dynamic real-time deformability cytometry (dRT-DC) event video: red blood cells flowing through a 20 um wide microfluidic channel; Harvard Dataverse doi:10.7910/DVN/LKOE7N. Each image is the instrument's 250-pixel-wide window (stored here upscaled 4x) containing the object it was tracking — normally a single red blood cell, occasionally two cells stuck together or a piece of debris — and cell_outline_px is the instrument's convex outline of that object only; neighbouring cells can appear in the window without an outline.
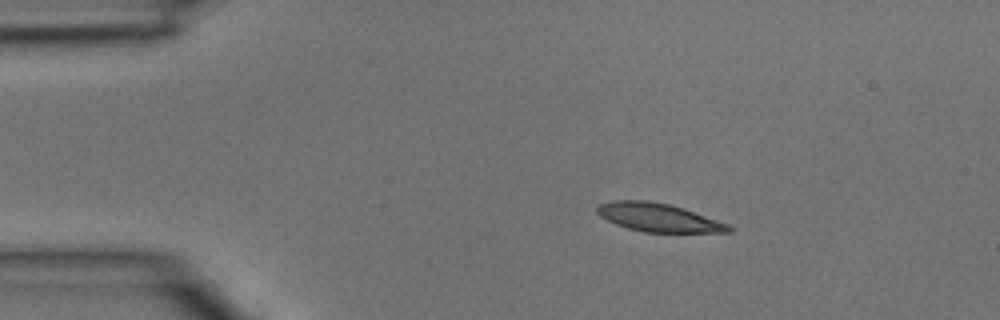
{"species": "common noctule bat (a hibernating species)", "species_latin": "Nyctalus noctula", "temperature_condition": "room temperature", "stored_images_in_passage": 4, "camera_frame_rate_fps": 3000, "um_per_image_px": 0.085, "animal": {"sex": "male", "body_mass_g": 15.6}, "frame": {"image": 1, "passage_image": 2, "time_ms": 0.333, "image_size_px": [1000, 320], "cell_outline_px": [[732, 232], [644, 232], [628, 228], [616, 224], [600, 216], [596, 212], [596, 208], [600, 204], [612, 200], [644, 200], [668, 204], [684, 208], [728, 224], [732, 228]], "centroid_in_image_um": [55.95, 18.48], "position_along_channel_um": 29.1, "area_um2": 21.56}}
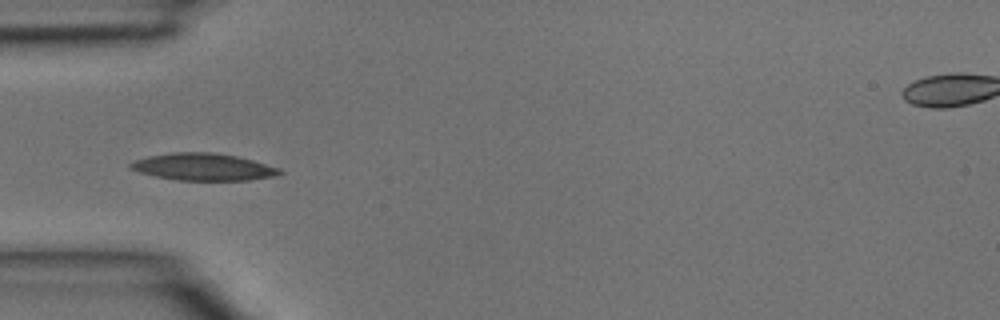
{"frame": {"image": 2, "passage_image": 4, "time_ms": 1.0, "image_size_px": [1000, 320], "cell_outline_px": [[284, 172], [276, 176], [252, 180], [180, 180], [156, 176], [140, 172], [128, 168], [128, 164], [132, 160], [148, 156], [172, 152], [212, 152], [236, 156], [252, 160], [280, 168]], "centroid_in_image_um": [17.27, 14.18], "position_along_channel_um": 67.7, "area_um2": 23.64}}